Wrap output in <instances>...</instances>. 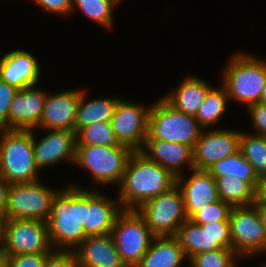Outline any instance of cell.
Here are the masks:
<instances>
[{"mask_svg":"<svg viewBox=\"0 0 266 267\" xmlns=\"http://www.w3.org/2000/svg\"><path fill=\"white\" fill-rule=\"evenodd\" d=\"M86 208H89V189L69 185L56 194L46 221L51 247L56 244L68 251L80 245L87 237L84 230Z\"/></svg>","mask_w":266,"mask_h":267,"instance_id":"6da1fadb","label":"cell"},{"mask_svg":"<svg viewBox=\"0 0 266 267\" xmlns=\"http://www.w3.org/2000/svg\"><path fill=\"white\" fill-rule=\"evenodd\" d=\"M177 177L161 165L149 160L140 151L133 152L120 183L122 209H137L142 203L176 185Z\"/></svg>","mask_w":266,"mask_h":267,"instance_id":"7a4b0ae2","label":"cell"},{"mask_svg":"<svg viewBox=\"0 0 266 267\" xmlns=\"http://www.w3.org/2000/svg\"><path fill=\"white\" fill-rule=\"evenodd\" d=\"M32 130H0V173L9 184L39 180Z\"/></svg>","mask_w":266,"mask_h":267,"instance_id":"3957f363","label":"cell"},{"mask_svg":"<svg viewBox=\"0 0 266 267\" xmlns=\"http://www.w3.org/2000/svg\"><path fill=\"white\" fill-rule=\"evenodd\" d=\"M233 57L222 73V85L228 98L244 102L248 108L261 100L266 83V62L245 53Z\"/></svg>","mask_w":266,"mask_h":267,"instance_id":"277c9868","label":"cell"},{"mask_svg":"<svg viewBox=\"0 0 266 267\" xmlns=\"http://www.w3.org/2000/svg\"><path fill=\"white\" fill-rule=\"evenodd\" d=\"M201 131L194 116L175 109L164 98L150 106L145 140L178 142L193 148Z\"/></svg>","mask_w":266,"mask_h":267,"instance_id":"5b68a950","label":"cell"},{"mask_svg":"<svg viewBox=\"0 0 266 267\" xmlns=\"http://www.w3.org/2000/svg\"><path fill=\"white\" fill-rule=\"evenodd\" d=\"M110 234L127 267H135L141 261L155 237L135 209H123Z\"/></svg>","mask_w":266,"mask_h":267,"instance_id":"8992f818","label":"cell"},{"mask_svg":"<svg viewBox=\"0 0 266 267\" xmlns=\"http://www.w3.org/2000/svg\"><path fill=\"white\" fill-rule=\"evenodd\" d=\"M133 151L123 145H76L75 162L92 173L96 183L120 185Z\"/></svg>","mask_w":266,"mask_h":267,"instance_id":"52a82bcc","label":"cell"},{"mask_svg":"<svg viewBox=\"0 0 266 267\" xmlns=\"http://www.w3.org/2000/svg\"><path fill=\"white\" fill-rule=\"evenodd\" d=\"M136 211L155 236H175L179 226L188 219L183 196L177 184L145 201Z\"/></svg>","mask_w":266,"mask_h":267,"instance_id":"ba28073f","label":"cell"},{"mask_svg":"<svg viewBox=\"0 0 266 267\" xmlns=\"http://www.w3.org/2000/svg\"><path fill=\"white\" fill-rule=\"evenodd\" d=\"M58 191L43 186L38 180L10 184L7 193L6 219L46 222Z\"/></svg>","mask_w":266,"mask_h":267,"instance_id":"9c48e42d","label":"cell"},{"mask_svg":"<svg viewBox=\"0 0 266 267\" xmlns=\"http://www.w3.org/2000/svg\"><path fill=\"white\" fill-rule=\"evenodd\" d=\"M47 224L38 220L5 219L2 254L50 253Z\"/></svg>","mask_w":266,"mask_h":267,"instance_id":"30bf717a","label":"cell"},{"mask_svg":"<svg viewBox=\"0 0 266 267\" xmlns=\"http://www.w3.org/2000/svg\"><path fill=\"white\" fill-rule=\"evenodd\" d=\"M229 225L231 249L237 256L266 251L265 229L255 204L232 207Z\"/></svg>","mask_w":266,"mask_h":267,"instance_id":"8fae6325","label":"cell"},{"mask_svg":"<svg viewBox=\"0 0 266 267\" xmlns=\"http://www.w3.org/2000/svg\"><path fill=\"white\" fill-rule=\"evenodd\" d=\"M175 237L188 260L200 253L231 249L229 220L199 225L187 219L179 226Z\"/></svg>","mask_w":266,"mask_h":267,"instance_id":"7c38bea8","label":"cell"},{"mask_svg":"<svg viewBox=\"0 0 266 267\" xmlns=\"http://www.w3.org/2000/svg\"><path fill=\"white\" fill-rule=\"evenodd\" d=\"M147 108L132 101L120 99L111 119L112 129L118 143L130 148L133 152L143 149L147 137L150 111V108Z\"/></svg>","mask_w":266,"mask_h":267,"instance_id":"4fadbf2b","label":"cell"},{"mask_svg":"<svg viewBox=\"0 0 266 267\" xmlns=\"http://www.w3.org/2000/svg\"><path fill=\"white\" fill-rule=\"evenodd\" d=\"M203 131L193 147L194 169L207 170L217 161L239 151L240 132L224 129Z\"/></svg>","mask_w":266,"mask_h":267,"instance_id":"5bb4252c","label":"cell"},{"mask_svg":"<svg viewBox=\"0 0 266 267\" xmlns=\"http://www.w3.org/2000/svg\"><path fill=\"white\" fill-rule=\"evenodd\" d=\"M46 94L34 86L17 90L7 114V130H35L41 121Z\"/></svg>","mask_w":266,"mask_h":267,"instance_id":"9a60e30c","label":"cell"},{"mask_svg":"<svg viewBox=\"0 0 266 267\" xmlns=\"http://www.w3.org/2000/svg\"><path fill=\"white\" fill-rule=\"evenodd\" d=\"M192 171L194 172L188 180L185 181L182 175L176 180L183 196L188 219L205 206L219 200L216 180L206 170L193 169Z\"/></svg>","mask_w":266,"mask_h":267,"instance_id":"2e32d148","label":"cell"},{"mask_svg":"<svg viewBox=\"0 0 266 267\" xmlns=\"http://www.w3.org/2000/svg\"><path fill=\"white\" fill-rule=\"evenodd\" d=\"M76 133L69 130L51 129L46 136L36 142L33 132V150L35 164L38 169L56 164L68 158L75 162ZM47 165V166H46Z\"/></svg>","mask_w":266,"mask_h":267,"instance_id":"e0dca14e","label":"cell"},{"mask_svg":"<svg viewBox=\"0 0 266 267\" xmlns=\"http://www.w3.org/2000/svg\"><path fill=\"white\" fill-rule=\"evenodd\" d=\"M81 90H66L46 96L40 128L74 131Z\"/></svg>","mask_w":266,"mask_h":267,"instance_id":"ac0fdd59","label":"cell"},{"mask_svg":"<svg viewBox=\"0 0 266 267\" xmlns=\"http://www.w3.org/2000/svg\"><path fill=\"white\" fill-rule=\"evenodd\" d=\"M39 68L36 58L30 52L13 50L0 59V79L20 90L38 82Z\"/></svg>","mask_w":266,"mask_h":267,"instance_id":"d6986e66","label":"cell"},{"mask_svg":"<svg viewBox=\"0 0 266 267\" xmlns=\"http://www.w3.org/2000/svg\"><path fill=\"white\" fill-rule=\"evenodd\" d=\"M74 251L77 267H127L110 233L87 236Z\"/></svg>","mask_w":266,"mask_h":267,"instance_id":"ffe728a7","label":"cell"},{"mask_svg":"<svg viewBox=\"0 0 266 267\" xmlns=\"http://www.w3.org/2000/svg\"><path fill=\"white\" fill-rule=\"evenodd\" d=\"M143 146L145 149H141V153L149 160L169 170L176 177L181 175L179 171L184 163L190 165L192 170L194 169L191 146L160 140H145Z\"/></svg>","mask_w":266,"mask_h":267,"instance_id":"44dd1931","label":"cell"},{"mask_svg":"<svg viewBox=\"0 0 266 267\" xmlns=\"http://www.w3.org/2000/svg\"><path fill=\"white\" fill-rule=\"evenodd\" d=\"M116 205V201L105 198V195L100 194L99 191L89 190L85 234L93 236L111 233L118 214L123 210L121 206Z\"/></svg>","mask_w":266,"mask_h":267,"instance_id":"7402d4cb","label":"cell"},{"mask_svg":"<svg viewBox=\"0 0 266 267\" xmlns=\"http://www.w3.org/2000/svg\"><path fill=\"white\" fill-rule=\"evenodd\" d=\"M185 257L175 236H155L148 251L135 267H179Z\"/></svg>","mask_w":266,"mask_h":267,"instance_id":"603a6c76","label":"cell"},{"mask_svg":"<svg viewBox=\"0 0 266 267\" xmlns=\"http://www.w3.org/2000/svg\"><path fill=\"white\" fill-rule=\"evenodd\" d=\"M211 88L206 81L191 76L182 81L175 93L166 95L164 99L175 109L195 117Z\"/></svg>","mask_w":266,"mask_h":267,"instance_id":"cb8c5ba5","label":"cell"},{"mask_svg":"<svg viewBox=\"0 0 266 267\" xmlns=\"http://www.w3.org/2000/svg\"><path fill=\"white\" fill-rule=\"evenodd\" d=\"M85 91L80 94V99L76 109V120L74 132L81 128L92 125L96 122H111L116 105L120 99H95L85 102Z\"/></svg>","mask_w":266,"mask_h":267,"instance_id":"d4e9b609","label":"cell"},{"mask_svg":"<svg viewBox=\"0 0 266 267\" xmlns=\"http://www.w3.org/2000/svg\"><path fill=\"white\" fill-rule=\"evenodd\" d=\"M215 180L221 176H233L247 181L256 191L259 185V178L255 174L252 165L241 154L240 151L225 159L217 161L206 170Z\"/></svg>","mask_w":266,"mask_h":267,"instance_id":"484cf974","label":"cell"},{"mask_svg":"<svg viewBox=\"0 0 266 267\" xmlns=\"http://www.w3.org/2000/svg\"><path fill=\"white\" fill-rule=\"evenodd\" d=\"M219 199L231 207L249 206L256 202V190L247 182L233 176L216 179Z\"/></svg>","mask_w":266,"mask_h":267,"instance_id":"4316f807","label":"cell"},{"mask_svg":"<svg viewBox=\"0 0 266 267\" xmlns=\"http://www.w3.org/2000/svg\"><path fill=\"white\" fill-rule=\"evenodd\" d=\"M211 88L195 116L198 124L203 129L218 122L226 109L228 94L226 88Z\"/></svg>","mask_w":266,"mask_h":267,"instance_id":"83f0119b","label":"cell"},{"mask_svg":"<svg viewBox=\"0 0 266 267\" xmlns=\"http://www.w3.org/2000/svg\"><path fill=\"white\" fill-rule=\"evenodd\" d=\"M239 151L252 165L259 179L266 175V141L264 136L240 132Z\"/></svg>","mask_w":266,"mask_h":267,"instance_id":"f1b7e54d","label":"cell"},{"mask_svg":"<svg viewBox=\"0 0 266 267\" xmlns=\"http://www.w3.org/2000/svg\"><path fill=\"white\" fill-rule=\"evenodd\" d=\"M76 145H120L112 129L111 122H96L81 128L76 133Z\"/></svg>","mask_w":266,"mask_h":267,"instance_id":"f546056e","label":"cell"},{"mask_svg":"<svg viewBox=\"0 0 266 267\" xmlns=\"http://www.w3.org/2000/svg\"><path fill=\"white\" fill-rule=\"evenodd\" d=\"M118 2V0H72V11L76 5L88 18L104 26V28L112 29V8Z\"/></svg>","mask_w":266,"mask_h":267,"instance_id":"4dcf8cb0","label":"cell"},{"mask_svg":"<svg viewBox=\"0 0 266 267\" xmlns=\"http://www.w3.org/2000/svg\"><path fill=\"white\" fill-rule=\"evenodd\" d=\"M236 253L232 249H217L191 257V267H233Z\"/></svg>","mask_w":266,"mask_h":267,"instance_id":"1f68e13d","label":"cell"},{"mask_svg":"<svg viewBox=\"0 0 266 267\" xmlns=\"http://www.w3.org/2000/svg\"><path fill=\"white\" fill-rule=\"evenodd\" d=\"M231 209L232 207L229 204L219 199L214 203L205 206L190 220L199 225L215 222H225L226 220H229Z\"/></svg>","mask_w":266,"mask_h":267,"instance_id":"d6a6232c","label":"cell"},{"mask_svg":"<svg viewBox=\"0 0 266 267\" xmlns=\"http://www.w3.org/2000/svg\"><path fill=\"white\" fill-rule=\"evenodd\" d=\"M49 253L6 255L9 267H44Z\"/></svg>","mask_w":266,"mask_h":267,"instance_id":"836d02e7","label":"cell"},{"mask_svg":"<svg viewBox=\"0 0 266 267\" xmlns=\"http://www.w3.org/2000/svg\"><path fill=\"white\" fill-rule=\"evenodd\" d=\"M44 267H77L76 253L61 249L51 251L46 257Z\"/></svg>","mask_w":266,"mask_h":267,"instance_id":"e575fe53","label":"cell"},{"mask_svg":"<svg viewBox=\"0 0 266 267\" xmlns=\"http://www.w3.org/2000/svg\"><path fill=\"white\" fill-rule=\"evenodd\" d=\"M17 90L0 79V130L7 129V114L10 102Z\"/></svg>","mask_w":266,"mask_h":267,"instance_id":"d590c367","label":"cell"},{"mask_svg":"<svg viewBox=\"0 0 266 267\" xmlns=\"http://www.w3.org/2000/svg\"><path fill=\"white\" fill-rule=\"evenodd\" d=\"M248 112L251 115L253 126L256 129L257 134L260 136H266V104L256 103L250 105ZM258 130V131H257Z\"/></svg>","mask_w":266,"mask_h":267,"instance_id":"8d00e7d4","label":"cell"},{"mask_svg":"<svg viewBox=\"0 0 266 267\" xmlns=\"http://www.w3.org/2000/svg\"><path fill=\"white\" fill-rule=\"evenodd\" d=\"M45 10L57 14H68L72 11V0H34Z\"/></svg>","mask_w":266,"mask_h":267,"instance_id":"74e56055","label":"cell"},{"mask_svg":"<svg viewBox=\"0 0 266 267\" xmlns=\"http://www.w3.org/2000/svg\"><path fill=\"white\" fill-rule=\"evenodd\" d=\"M9 182L0 173V219H6L7 193Z\"/></svg>","mask_w":266,"mask_h":267,"instance_id":"f35d334b","label":"cell"},{"mask_svg":"<svg viewBox=\"0 0 266 267\" xmlns=\"http://www.w3.org/2000/svg\"><path fill=\"white\" fill-rule=\"evenodd\" d=\"M256 199L259 202L266 203V175L259 179V185L256 191Z\"/></svg>","mask_w":266,"mask_h":267,"instance_id":"ab89813d","label":"cell"},{"mask_svg":"<svg viewBox=\"0 0 266 267\" xmlns=\"http://www.w3.org/2000/svg\"><path fill=\"white\" fill-rule=\"evenodd\" d=\"M257 207L258 213L261 217L263 227L265 229V234H266V203L264 202H259L256 199V202L254 203Z\"/></svg>","mask_w":266,"mask_h":267,"instance_id":"60d3db41","label":"cell"},{"mask_svg":"<svg viewBox=\"0 0 266 267\" xmlns=\"http://www.w3.org/2000/svg\"><path fill=\"white\" fill-rule=\"evenodd\" d=\"M3 224L4 220L0 219V254H2V247H3Z\"/></svg>","mask_w":266,"mask_h":267,"instance_id":"b9f144b4","label":"cell"},{"mask_svg":"<svg viewBox=\"0 0 266 267\" xmlns=\"http://www.w3.org/2000/svg\"><path fill=\"white\" fill-rule=\"evenodd\" d=\"M0 267H9L6 255L0 254Z\"/></svg>","mask_w":266,"mask_h":267,"instance_id":"7bdbcfd3","label":"cell"},{"mask_svg":"<svg viewBox=\"0 0 266 267\" xmlns=\"http://www.w3.org/2000/svg\"><path fill=\"white\" fill-rule=\"evenodd\" d=\"M260 103L266 104V83H265V86L263 88Z\"/></svg>","mask_w":266,"mask_h":267,"instance_id":"ee69618b","label":"cell"}]
</instances>
